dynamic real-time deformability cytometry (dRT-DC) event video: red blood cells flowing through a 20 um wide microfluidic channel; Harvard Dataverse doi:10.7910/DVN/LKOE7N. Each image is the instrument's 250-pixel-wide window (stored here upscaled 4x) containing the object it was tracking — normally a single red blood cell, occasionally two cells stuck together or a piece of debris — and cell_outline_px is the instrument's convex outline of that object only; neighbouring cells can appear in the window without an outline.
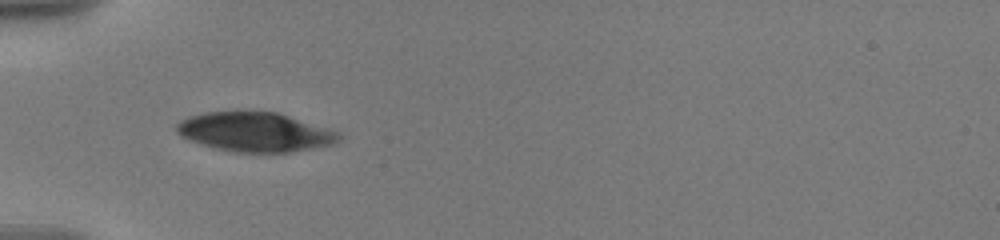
{"species": "human", "species_latin": "Homo sapiens", "temperature_condition": "warm", "stored_images_in_passage": 10, "camera_frame_rate_fps": 3000, "um_per_image_px": 0.085, "donor": {"sex": "male"}, "frame": {"image": 1, "passage_image": 1, "time_ms": 0.0, "image_size_px": [1000, 240], "cell_outline_px": [[344, 136], [336, 144], [288, 152], [236, 152], [216, 148], [180, 136], [176, 132], [176, 124], [180, 120], [188, 116], [204, 112], [276, 112], [340, 132]], "centroid_in_image_um": [21.7, 11.22], "position_along_channel_um": 63.3, "area_um2": 36.93}}
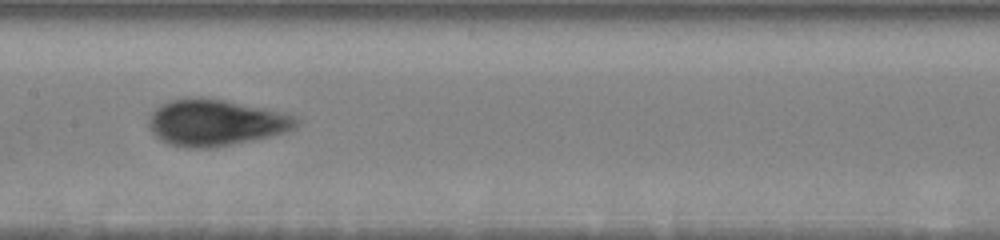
{"frame": {"image": 2, "passage_image": 7, "time_ms": 3.667, "image_size_px": [1000, 240], "cell_outline_px": [[300, 120], [296, 128], [288, 132], [212, 148], [188, 148], [168, 144], [160, 140], [152, 132], [148, 124], [148, 116], [160, 104], [172, 100], [196, 96], [204, 96], [268, 108], [284, 112], [296, 116]], "centroid_in_image_um": [18.34, 10.4], "position_along_channel_um": 189.1, "area_um2": 40.4}}
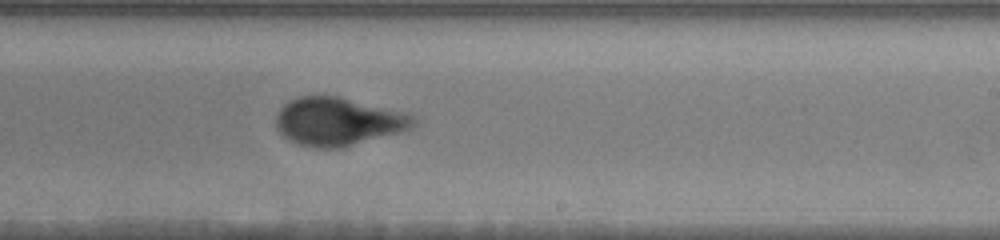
{"frame": {"image": 3, "passage_image": 10, "time_ms": 5.667, "image_size_px": [1000, 240], "cell_outline_px": [[416, 124], [400, 132], [340, 148], [316, 148], [300, 144], [288, 140], [276, 128], [276, 116], [280, 108], [288, 100], [296, 96], [340, 96], [408, 112], [416, 120]], "centroid_in_image_um": [28.73, 10.31], "position_along_channel_um": 260.3, "area_um2": 38.73}}